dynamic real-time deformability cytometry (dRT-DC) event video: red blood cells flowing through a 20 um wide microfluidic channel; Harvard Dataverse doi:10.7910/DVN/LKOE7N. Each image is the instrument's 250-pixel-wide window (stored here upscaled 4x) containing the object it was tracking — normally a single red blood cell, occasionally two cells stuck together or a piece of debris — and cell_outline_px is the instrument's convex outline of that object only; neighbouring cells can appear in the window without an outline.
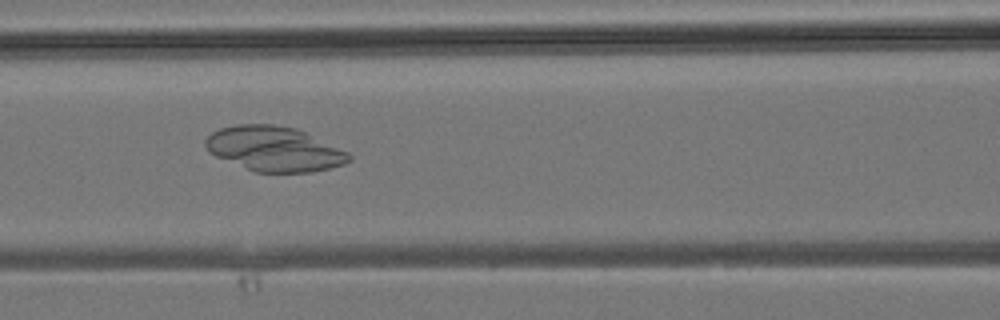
{"species": "common noctule bat (a hibernating species)", "species_latin": "Nyctalus noctula", "temperature_condition": "room temperature", "stored_images_in_passage": 41, "camera_frame_rate_fps": 3000, "um_per_image_px": 0.085, "animal": {"sex": "male", "body_mass_g": 19.2, "forearm_length_mm": 51.8}, "frame": {"image": 1, "passage_image": 18, "time_ms": 5.667, "image_size_px": [1000, 320], "cell_outline_px": [[352, 160], [344, 164], [312, 172], [256, 172], [216, 156], [208, 152], [204, 144], [204, 140], [212, 132], [220, 128], [236, 124], [272, 124], [296, 128], [348, 152], [352, 156]], "centroid_in_image_um": [23.29, 12.65], "position_along_channel_um": 143.3, "area_um2": 37.28}}
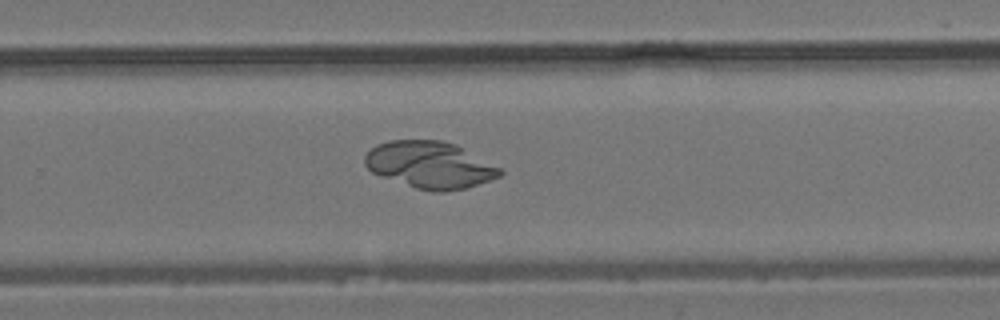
{"frame": {"image": 2, "passage_image": 27, "time_ms": 8.667, "image_size_px": [1000, 320], "cell_outline_px": [[504, 172], [500, 176], [464, 188], [444, 192], [432, 192], [416, 188], [372, 172], [364, 164], [364, 156], [376, 144], [388, 140], [444, 140], [456, 144], [500, 168]], "centroid_in_image_um": [36.52, 14.0], "position_along_channel_um": 293.3, "area_um2": 36.59}}
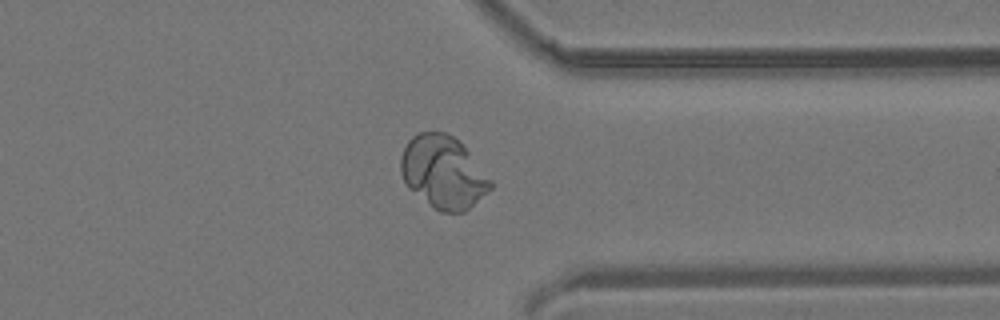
{"frame": {"image": 3, "passage_image": 32, "time_ms": 10.333, "image_size_px": [1000, 320], "cell_outline_px": [[492, 188], [488, 192], [464, 212], [440, 212], [408, 188], [400, 172], [400, 156], [408, 140], [416, 132], [444, 132], [452, 136], [468, 152], [492, 180]], "centroid_in_image_um": [37.64, 14.64], "position_along_channel_um": 373.8, "area_um2": 37.63}}